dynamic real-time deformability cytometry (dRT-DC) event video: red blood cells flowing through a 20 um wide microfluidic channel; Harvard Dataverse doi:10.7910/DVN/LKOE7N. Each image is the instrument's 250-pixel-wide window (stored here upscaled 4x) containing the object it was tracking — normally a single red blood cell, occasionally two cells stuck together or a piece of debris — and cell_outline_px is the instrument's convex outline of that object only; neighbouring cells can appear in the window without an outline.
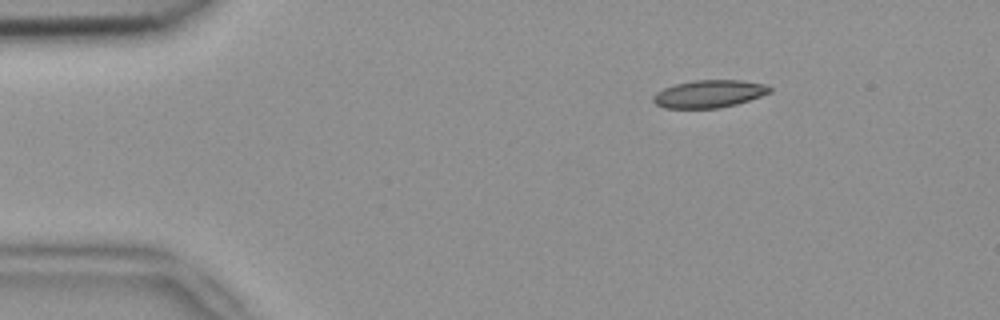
{"species": "common noctule bat (a hibernating species)", "species_latin": "Nyctalus noctula", "temperature_condition": "room temperature", "stored_images_in_passage": 5, "camera_frame_rate_fps": 3000, "um_per_image_px": 0.085, "animal": {"sex": "female", "body_mass_g": 18.4}, "frame": {"image": 1, "passage_image": 5, "time_ms": 1.333, "image_size_px": [1000, 320], "cell_outline_px": [[772, 92], [736, 104], [720, 108], [664, 108], [656, 104], [652, 100], [652, 96], [656, 92], [664, 88], [676, 84], [696, 80], [744, 80], [768, 84], [772, 88]], "centroid_in_image_um": [60.3, 7.97], "position_along_channel_um": 24.7, "area_um2": 18.84}}